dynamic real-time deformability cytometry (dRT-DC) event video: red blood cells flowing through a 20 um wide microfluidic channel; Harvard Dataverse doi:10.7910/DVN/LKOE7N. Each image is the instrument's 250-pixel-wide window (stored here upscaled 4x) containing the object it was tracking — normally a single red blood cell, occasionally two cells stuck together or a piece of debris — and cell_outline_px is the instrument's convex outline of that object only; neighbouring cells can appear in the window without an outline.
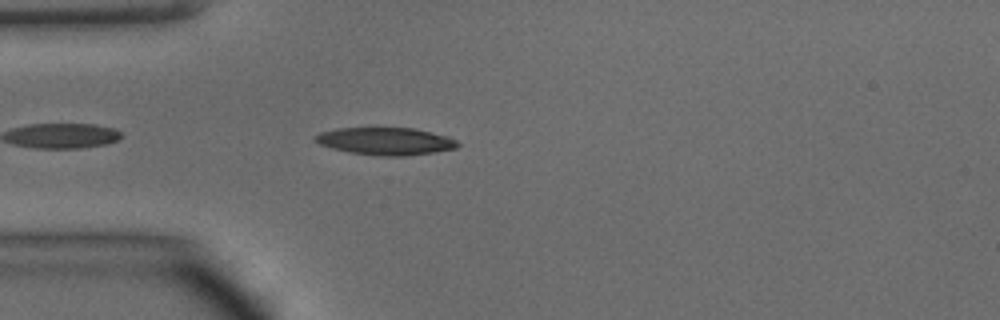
{"species": "common noctule bat (a hibernating species)", "species_latin": "Nyctalus noctula", "temperature_condition": "warm", "stored_images_in_passage": 9, "camera_frame_rate_fps": 3000, "um_per_image_px": 0.085, "animal": {"sex": "male", "body_mass_g": 15.6}, "frame": {"image": 1, "passage_image": 3, "time_ms": 0.667, "image_size_px": [1000, 320], "cell_outline_px": [[460, 144], [456, 148], [432, 152], [404, 156], [380, 156], [348, 152], [332, 148], [320, 144], [312, 140], [312, 136], [320, 132], [336, 128], [416, 128], [448, 136], [456, 140]], "centroid_in_image_um": [32.74, 11.99], "position_along_channel_um": 52.3, "area_um2": 22.89}}